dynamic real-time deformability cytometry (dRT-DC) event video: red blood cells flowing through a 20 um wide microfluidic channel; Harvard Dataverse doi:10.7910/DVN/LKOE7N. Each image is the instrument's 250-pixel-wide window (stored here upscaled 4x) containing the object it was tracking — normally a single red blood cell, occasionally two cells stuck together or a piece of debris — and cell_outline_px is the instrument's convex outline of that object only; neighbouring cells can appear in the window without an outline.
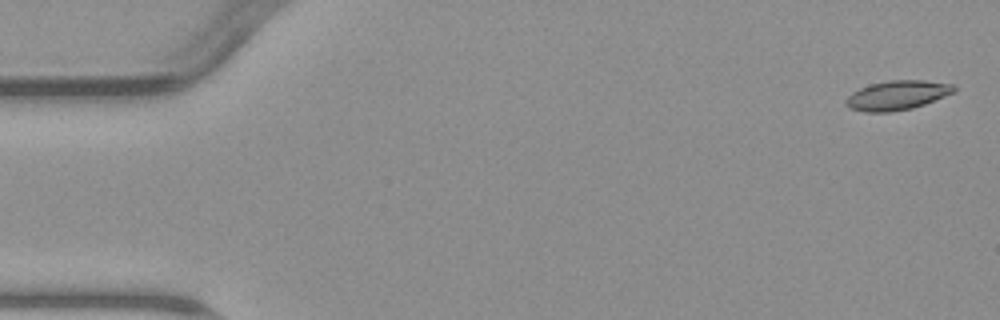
{"species": "common noctule bat (a hibernating species)", "species_latin": "Nyctalus noctula", "temperature_condition": "warm", "stored_images_in_passage": 5, "camera_frame_rate_fps": 3000, "um_per_image_px": 0.085, "animal": {"sex": "male", "body_mass_g": 23.1, "forearm_length_mm": 52.7}, "frame": {"image": 1, "passage_image": 1, "time_ms": 0.0, "image_size_px": [1000, 320], "cell_outline_px": [[956, 92], [924, 104], [912, 108], [892, 112], [864, 112], [848, 108], [844, 104], [844, 100], [852, 92], [860, 88], [872, 84], [888, 80], [924, 80], [956, 84]], "centroid_in_image_um": [76.27, 8.1], "position_along_channel_um": 8.7, "area_um2": 18.73}}
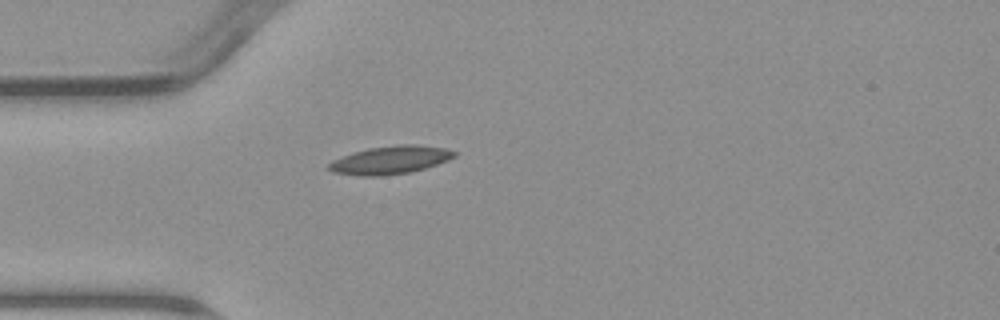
{"frame": {"image": 2, "passage_image": 5, "time_ms": 4.667, "image_size_px": [1000, 320], "cell_outline_px": [[456, 156], [448, 160], [424, 168], [408, 172], [380, 176], [364, 176], [332, 172], [328, 168], [328, 164], [332, 160], [352, 152], [368, 148], [396, 144], [416, 144], [444, 148], [456, 152]], "centroid_in_image_um": [33.15, 13.59], "position_along_channel_um": 51.9, "area_um2": 20.46}}